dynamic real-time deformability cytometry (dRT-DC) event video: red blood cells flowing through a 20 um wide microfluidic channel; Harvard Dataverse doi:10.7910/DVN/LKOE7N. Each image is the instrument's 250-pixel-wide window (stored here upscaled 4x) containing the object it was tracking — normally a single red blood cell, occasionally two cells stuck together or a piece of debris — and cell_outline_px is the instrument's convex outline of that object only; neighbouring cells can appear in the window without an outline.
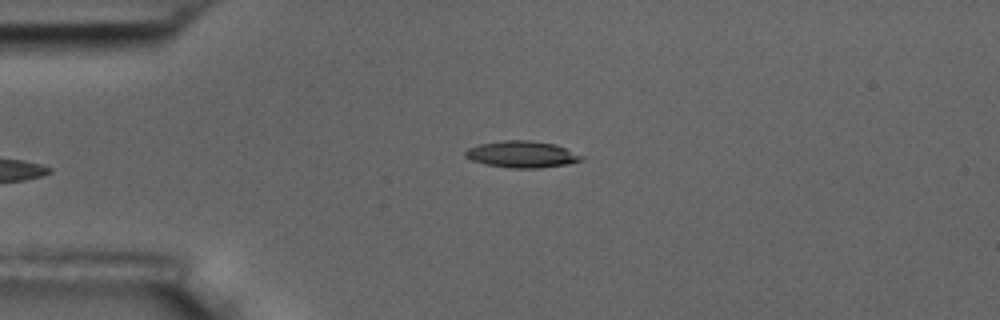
{"species": "common noctule bat (a hibernating species)", "species_latin": "Nyctalus noctula", "temperature_condition": "room temperature", "stored_images_in_passage": 6, "camera_frame_rate_fps": 3000, "um_per_image_px": 0.085, "animal": {"sex": "male", "body_mass_g": 17.5, "forearm_length_mm": 52.3}, "frame": {"image": 1, "passage_image": 6, "time_ms": 5.667, "image_size_px": [1000, 320], "cell_outline_px": [[584, 160], [568, 164], [540, 168], [508, 168], [488, 164], [472, 160], [464, 156], [464, 152], [468, 148], [480, 144], [504, 140], [528, 140], [556, 144], [584, 156]], "centroid_in_image_um": [44.39, 13.12], "position_along_channel_um": 40.6, "area_um2": 18.03}}